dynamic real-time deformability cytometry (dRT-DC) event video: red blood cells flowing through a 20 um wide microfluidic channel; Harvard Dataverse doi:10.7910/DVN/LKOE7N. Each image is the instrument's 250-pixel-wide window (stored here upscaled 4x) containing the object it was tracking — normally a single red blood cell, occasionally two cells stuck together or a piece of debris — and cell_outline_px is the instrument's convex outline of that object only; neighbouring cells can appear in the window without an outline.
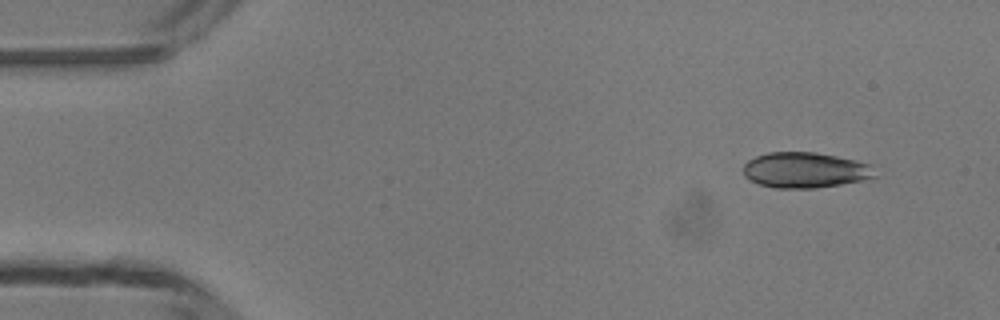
{"species": "common noctule bat (a hibernating species)", "species_latin": "Nyctalus noctula", "temperature_condition": "room temperature", "stored_images_in_passage": 5, "camera_frame_rate_fps": 3000, "um_per_image_px": 0.085, "animal": {"sex": "male", "body_mass_g": 13.3}, "frame": {"image": 1, "passage_image": 2, "time_ms": 1.0, "image_size_px": [1000, 320], "cell_outline_px": [[880, 176], [840, 184], [816, 188], [772, 188], [760, 184], [744, 176], [744, 164], [748, 160], [756, 156], [768, 152], [816, 152], [836, 156], [872, 164]], "centroid_in_image_um": [68.47, 14.45], "position_along_channel_um": 16.5, "area_um2": 27.4}}
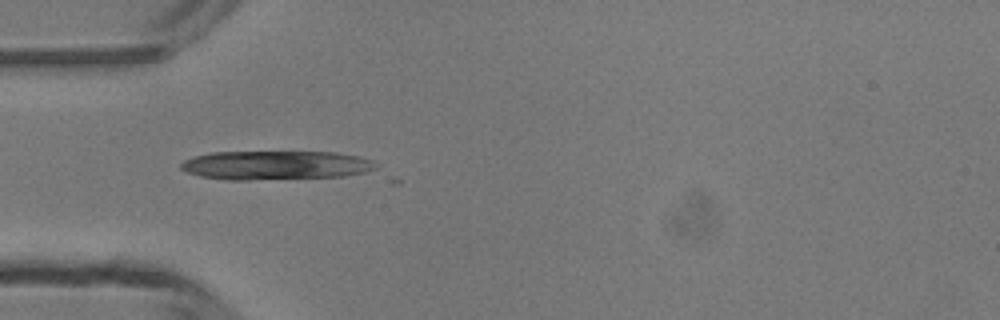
{"frame": {"image": 2, "passage_image": 5, "time_ms": 4.333, "image_size_px": [1000, 320], "cell_outline_px": [[380, 164], [376, 168], [364, 172], [344, 176], [248, 180], [228, 180], [200, 176], [188, 172], [180, 168], [180, 164], [184, 160], [192, 156], [212, 152], [336, 152], [360, 156], [372, 160]], "centroid_in_image_um": [23.44, 14.04], "position_along_channel_um": 61.6, "area_um2": 33.06}}